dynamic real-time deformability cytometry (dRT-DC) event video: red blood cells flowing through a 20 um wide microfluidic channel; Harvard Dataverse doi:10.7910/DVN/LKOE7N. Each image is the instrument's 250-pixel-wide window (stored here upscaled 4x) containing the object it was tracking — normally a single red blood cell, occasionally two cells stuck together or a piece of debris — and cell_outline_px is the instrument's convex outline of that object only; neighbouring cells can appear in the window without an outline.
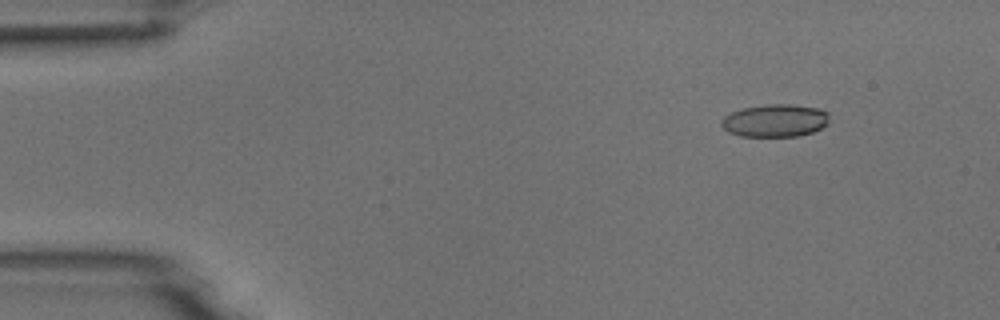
{"species": "common noctule bat (a hibernating species)", "species_latin": "Nyctalus noctula", "temperature_condition": "room temperature", "stored_images_in_passage": 4, "camera_frame_rate_fps": 3000, "um_per_image_px": 0.085, "animal": {"sex": "male", "body_mass_g": 18.8}, "frame": {"image": 1, "passage_image": 2, "time_ms": 0.333, "image_size_px": [1000, 320], "cell_outline_px": [[828, 124], [812, 132], [796, 136], [740, 136], [728, 132], [720, 124], [720, 120], [724, 116], [732, 112], [744, 108], [768, 104], [792, 104], [820, 108], [828, 112]], "centroid_in_image_um": [65.88, 10.24], "position_along_channel_um": 19.1, "area_um2": 20.58}}
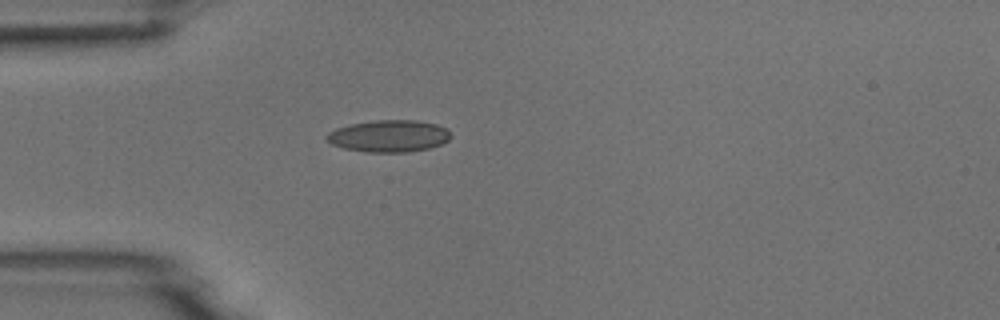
{"frame": {"image": 2, "passage_image": 4, "time_ms": 1.0, "image_size_px": [1000, 320], "cell_outline_px": [[452, 136], [448, 140], [440, 144], [428, 148], [408, 152], [368, 152], [344, 148], [332, 144], [324, 136], [328, 132], [336, 128], [352, 124], [372, 120], [416, 120], [436, 124], [448, 128]], "centroid_in_image_um": [33.07, 11.55], "position_along_channel_um": 51.9, "area_um2": 23.12}}